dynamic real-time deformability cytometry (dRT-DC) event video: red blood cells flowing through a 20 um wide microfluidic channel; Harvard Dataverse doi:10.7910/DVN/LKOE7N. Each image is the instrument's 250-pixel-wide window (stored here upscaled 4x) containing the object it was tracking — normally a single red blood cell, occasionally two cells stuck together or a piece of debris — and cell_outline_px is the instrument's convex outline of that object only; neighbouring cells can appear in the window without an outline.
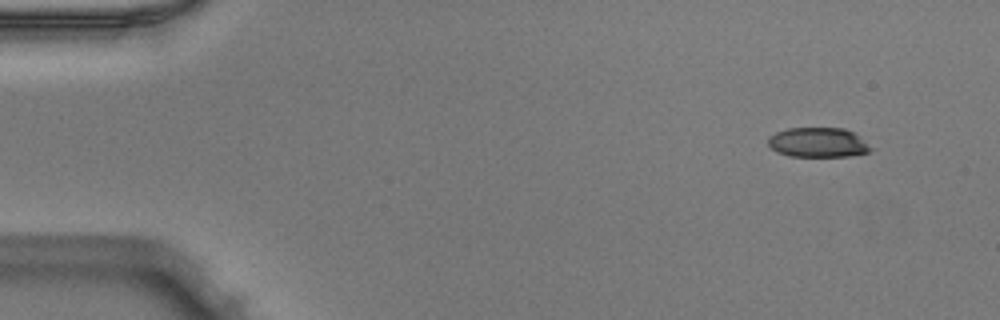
{"species": "Egyptian fruit bat (a non-hibernating species)", "species_latin": "Rousettus aegyptiacus", "temperature_condition": "warm", "stored_images_in_passage": 48, "camera_frame_rate_fps": 3000, "um_per_image_px": 0.085, "animal": {"sex": "male"}, "frame": {"image": 1, "passage_image": 1, "time_ms": 0.0, "image_size_px": [1000, 320], "cell_outline_px": [[872, 148], [868, 152], [848, 156], [788, 156], [776, 152], [768, 144], [768, 136], [776, 132], [788, 128], [844, 128], [852, 132]], "centroid_in_image_um": [69.47, 12.11], "position_along_channel_um": 15.5, "area_um2": 17.57}}
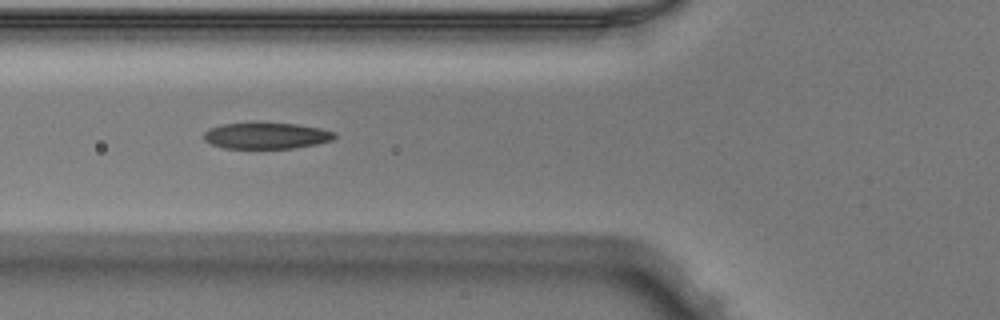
{"frame": {"image": 2, "passage_image": 16, "time_ms": 5.0, "image_size_px": [1000, 320], "cell_outline_px": [[336, 136], [332, 140], [316, 144], [292, 148], [224, 148], [212, 144], [204, 140], [204, 132], [208, 128], [224, 124], [252, 120], [256, 120], [296, 124], [320, 128], [336, 132]], "centroid_in_image_um": [22.61, 11.49], "position_along_channel_um": 103.2, "area_um2": 20.69}}
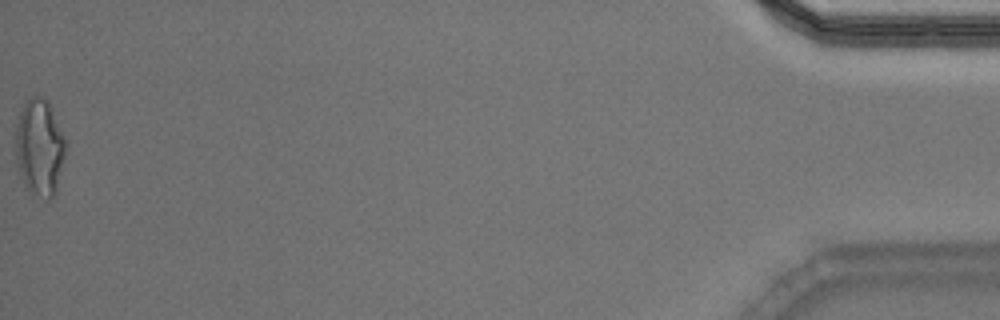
{"frame": {"image": 3, "passage_image": 48, "time_ms": 15.667, "image_size_px": [1000, 320], "cell_outline_px": [[64, 156], [56, 192], [48, 200], [44, 200], [28, 188], [24, 184], [16, 160], [16, 124], [20, 112], [24, 104], [32, 96], [44, 96], [64, 136]], "centroid_in_image_um": [3.35, 12.54], "position_along_channel_um": 431.9, "area_um2": 27.51}, "authors_computed_cell_mechanics": {"area_um2": 20.808, "velocity_mm_per_s": 3.9803, "shape_relaxation_time_tau1_ms": 3.4054, "shape_relaxation_time_tau2_ms": 1.8183, "deformation_change_tau1": 0.1765, "deformation_change_tau2": 0.1104}}